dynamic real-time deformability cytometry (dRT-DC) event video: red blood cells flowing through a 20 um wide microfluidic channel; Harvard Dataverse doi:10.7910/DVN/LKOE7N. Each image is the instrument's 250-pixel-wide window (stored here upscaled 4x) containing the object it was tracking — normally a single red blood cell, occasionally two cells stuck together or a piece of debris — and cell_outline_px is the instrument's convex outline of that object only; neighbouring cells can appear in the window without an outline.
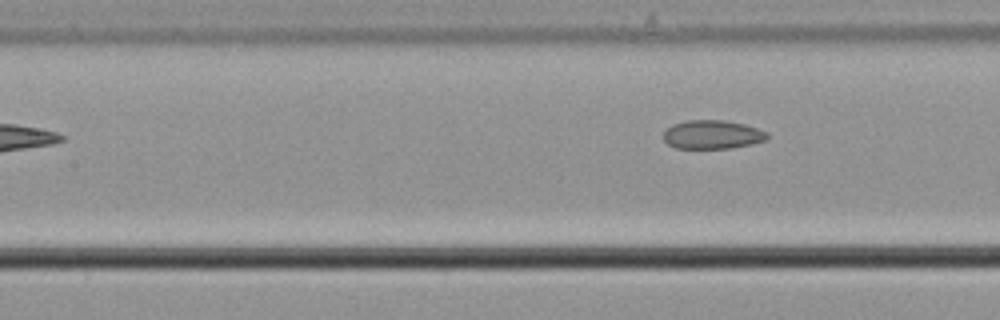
{"species": "common noctule bat (a hibernating species)", "species_latin": "Nyctalus noctula", "temperature_condition": "cold", "stored_images_in_passage": 4, "camera_frame_rate_fps": 3000, "um_per_image_px": 0.085, "animal": {"sex": "male", "body_mass_g": 21.5, "forearm_length_mm": 52.0}, "frame": {"image": 1, "passage_image": 4, "time_ms": 1.0, "image_size_px": [1000, 320], "cell_outline_px": [[768, 140], [752, 144], [732, 148], [676, 148], [668, 144], [664, 140], [664, 132], [672, 124], [684, 120], [724, 120], [744, 124], [768, 132]], "centroid_in_image_um": [60.56, 11.43], "position_along_channel_um": 146.8, "area_um2": 17.46}}